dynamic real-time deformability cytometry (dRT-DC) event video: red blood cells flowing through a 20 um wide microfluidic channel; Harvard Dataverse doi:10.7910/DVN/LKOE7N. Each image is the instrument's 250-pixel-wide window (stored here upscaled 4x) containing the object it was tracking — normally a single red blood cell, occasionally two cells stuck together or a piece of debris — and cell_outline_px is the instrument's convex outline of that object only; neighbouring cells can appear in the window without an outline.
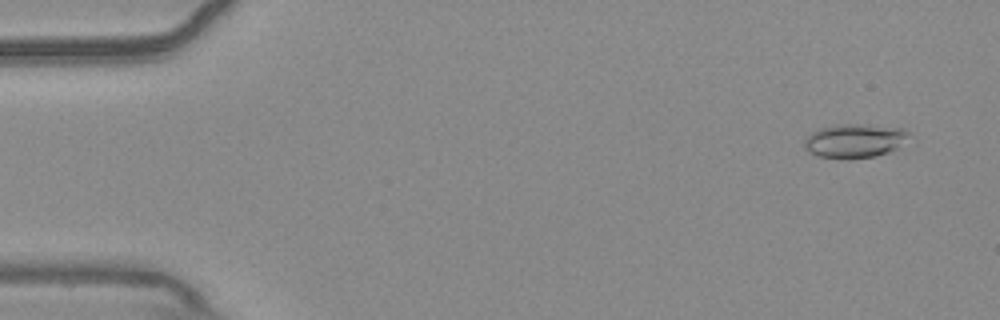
{"species": "common noctule bat (a hibernating species)", "species_latin": "Nyctalus noctula", "temperature_condition": "warm", "stored_images_in_passage": 56, "camera_frame_rate_fps": 3000, "um_per_image_px": 0.085, "animal": {"sex": "male", "body_mass_g": 20.4}, "frame": {"image": 1, "passage_image": 4, "time_ms": 1.0, "image_size_px": [1000, 320], "cell_outline_px": [[908, 132], [900, 148], [876, 156], [848, 160], [844, 160], [820, 156], [808, 152], [804, 148], [804, 140], [812, 132], [820, 128], [836, 124], [856, 124], [904, 128]], "centroid_in_image_um": [72.61, 11.99], "position_along_channel_um": 12.4, "area_um2": 20.81}}
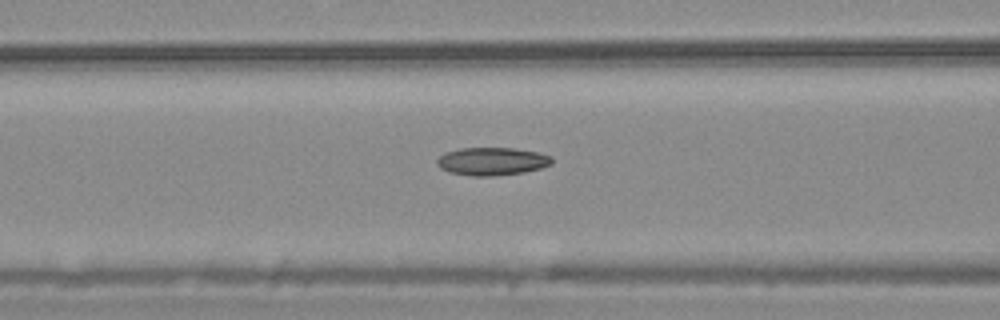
{"frame": {"image": 2, "passage_image": 23, "time_ms": 7.333, "image_size_px": [1000, 320], "cell_outline_px": [[552, 164], [540, 168], [524, 172], [492, 176], [472, 176], [448, 172], [440, 168], [436, 164], [436, 160], [444, 152], [460, 148], [512, 148], [540, 152], [552, 156]], "centroid_in_image_um": [41.8, 13.71], "position_along_channel_um": 124.8, "area_um2": 18.84}}
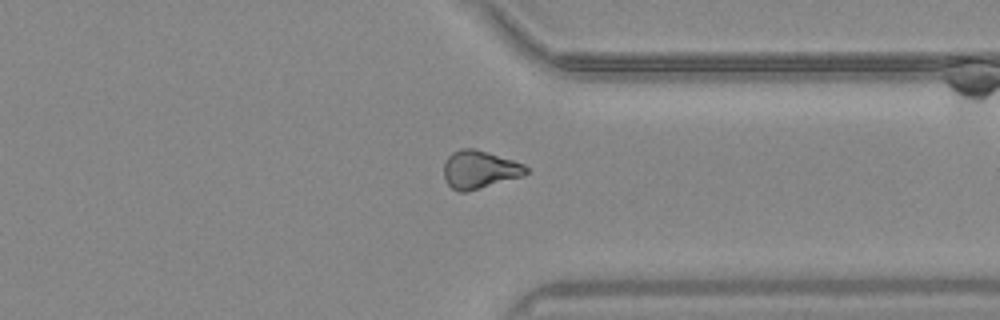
{"frame": {"image": 3, "passage_image": 43, "time_ms": 14.0, "image_size_px": [1000, 320], "cell_outline_px": [[528, 172], [524, 176], [480, 188], [464, 192], [460, 192], [452, 188], [444, 180], [444, 164], [448, 156], [452, 152], [460, 148], [472, 148], [512, 160], [524, 164], [528, 168]], "centroid_in_image_um": [40.75, 14.42], "position_along_channel_um": 370.7, "area_um2": 18.09}, "authors_computed_cell_mechanics": {"area_um2": 18.3515, "velocity_mm_per_s": 3.7072, "shape_relaxation_time_tau1_ms": null, "shape_relaxation_time_tau2_ms": 6.127, "deformation_change_tau1": null, "deformation_change_tau2": 0.1304}}